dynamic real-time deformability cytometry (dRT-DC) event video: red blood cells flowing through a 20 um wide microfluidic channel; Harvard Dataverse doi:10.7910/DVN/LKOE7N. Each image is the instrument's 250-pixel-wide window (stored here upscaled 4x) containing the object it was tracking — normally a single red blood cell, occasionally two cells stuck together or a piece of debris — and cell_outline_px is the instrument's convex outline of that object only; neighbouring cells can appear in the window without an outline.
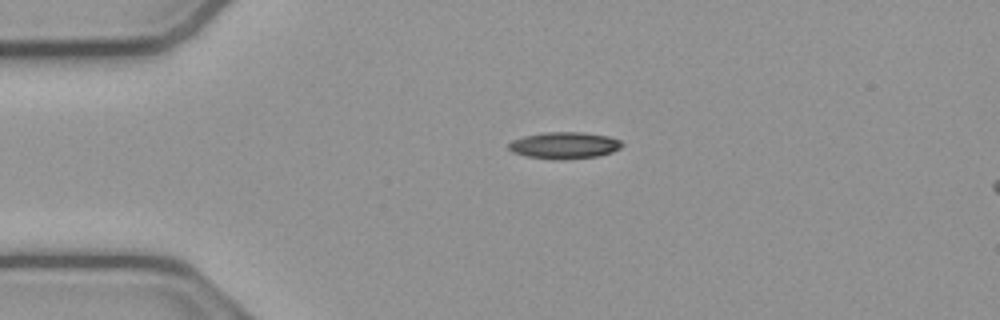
{"species": "common noctule bat (a hibernating species)", "species_latin": "Nyctalus noctula", "temperature_condition": "cold", "stored_images_in_passage": 43, "camera_frame_rate_fps": 3000, "um_per_image_px": 0.085, "animal": {"sex": "male", "body_mass_g": 23.1, "forearm_length_mm": 52.7}, "frame": {"image": 1, "passage_image": 1, "time_ms": 0.0, "image_size_px": [1000, 320], "cell_outline_px": [[624, 144], [620, 148], [612, 152], [596, 156], [564, 160], [552, 160], [528, 156], [512, 152], [508, 148], [508, 144], [512, 140], [524, 136], [544, 132], [584, 132], [608, 136], [620, 140]], "centroid_in_image_um": [47.97, 12.36], "position_along_channel_um": 37.0, "area_um2": 17.74}}
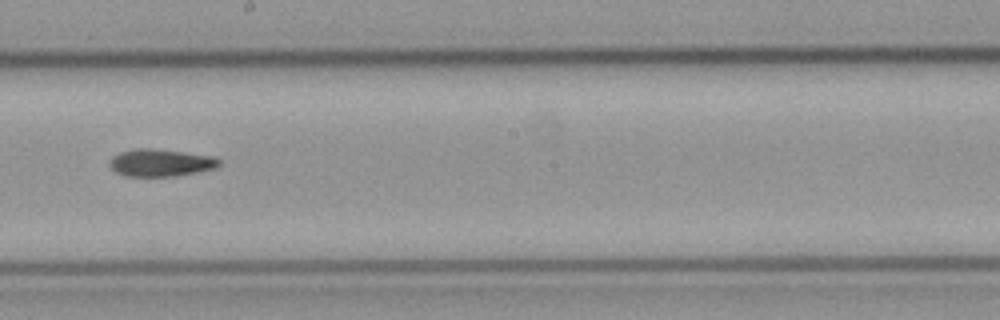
{"frame": {"image": 2, "passage_image": 19, "time_ms": 6.0, "image_size_px": [1000, 320], "cell_outline_px": [[220, 164], [216, 168], [196, 172], [172, 176], [128, 176], [116, 172], [108, 164], [112, 156], [120, 152], [132, 148], [152, 148], [216, 156], [220, 160]], "centroid_in_image_um": [13.65, 13.81], "position_along_channel_um": 234.5, "area_um2": 17.51}}
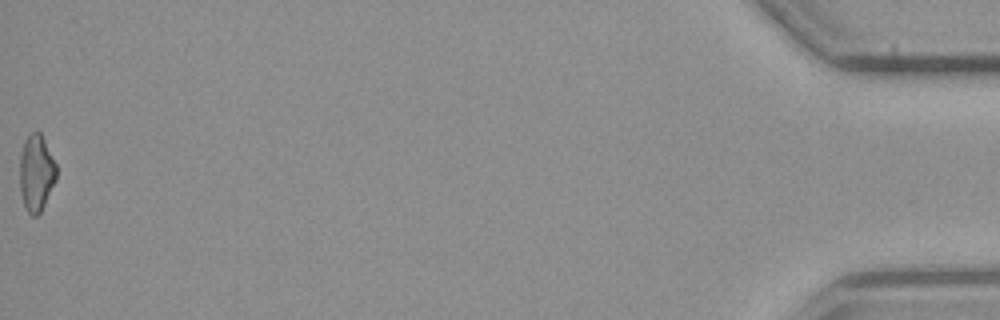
{"frame": {"image": 3, "passage_image": 43, "time_ms": 14.0, "image_size_px": [1000, 320], "cell_outline_px": [[56, 180], [40, 212], [36, 216], [32, 216], [28, 212], [24, 204], [20, 192], [20, 156], [24, 140], [32, 132], [40, 132], [56, 164]], "centroid_in_image_um": [3.07, 14.7], "position_along_channel_um": 432.1, "area_um2": 16.13}, "authors_computed_cell_mechanics": {"area_um2": 17.1666, "velocity_mm_per_s": 3.8255, "shape_relaxation_time_tau1_ms": 8.1236, "shape_relaxation_time_tau2_ms": null, "deformation_change_tau1": 0.1889, "deformation_change_tau2": null}}